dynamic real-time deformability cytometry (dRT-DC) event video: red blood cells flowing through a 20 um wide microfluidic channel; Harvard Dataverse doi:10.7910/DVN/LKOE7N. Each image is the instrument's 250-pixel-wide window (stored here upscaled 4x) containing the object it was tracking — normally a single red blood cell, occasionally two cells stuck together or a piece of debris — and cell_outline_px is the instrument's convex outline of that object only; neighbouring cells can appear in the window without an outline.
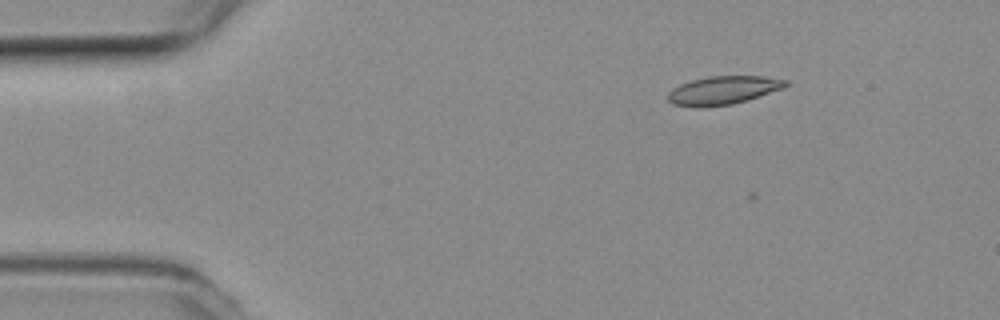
{"species": "common noctule bat (a hibernating species)", "species_latin": "Nyctalus noctula", "temperature_condition": "room temperature", "stored_images_in_passage": 10, "camera_frame_rate_fps": 3000, "um_per_image_px": 0.085, "animal": {"sex": "female", "body_mass_g": 19.3, "forearm_length_mm": 54.1}, "frame": {"image": 1, "passage_image": 9, "time_ms": 2.667, "image_size_px": [1000, 320], "cell_outline_px": [[788, 84], [784, 88], [748, 100], [732, 104], [704, 108], [700, 108], [672, 104], [668, 100], [668, 92], [672, 88], [680, 84], [692, 80], [708, 76], [760, 76], [788, 80]], "centroid_in_image_um": [61.45, 7.68], "position_along_channel_um": 23.6, "area_um2": 19.65}}